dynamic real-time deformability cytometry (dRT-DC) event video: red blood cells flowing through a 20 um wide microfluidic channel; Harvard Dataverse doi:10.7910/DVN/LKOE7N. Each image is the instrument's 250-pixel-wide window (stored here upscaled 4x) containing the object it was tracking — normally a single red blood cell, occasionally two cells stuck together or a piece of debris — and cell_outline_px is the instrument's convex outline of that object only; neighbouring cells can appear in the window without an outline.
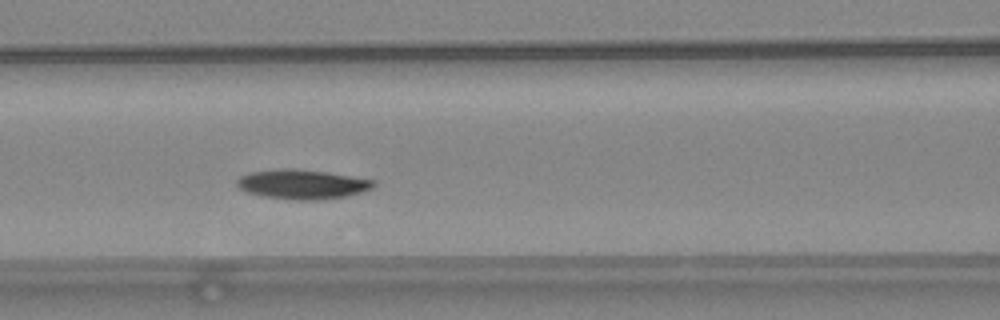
{"species": "common noctule bat (a hibernating species)", "species_latin": "Nyctalus noctula", "temperature_condition": "warm", "stored_images_in_passage": 46, "camera_frame_rate_fps": 3000, "um_per_image_px": 0.085, "animal": {"sex": "female", "body_mass_g": 24.6, "forearm_length_mm": 56.2}, "frame": {"image": 1, "passage_image": 16, "time_ms": 5.0, "image_size_px": [1000, 320], "cell_outline_px": [[376, 184], [372, 188], [360, 192], [344, 196], [320, 200], [296, 200], [264, 196], [248, 192], [240, 188], [236, 184], [236, 180], [240, 176], [252, 172], [284, 168], [292, 168], [328, 172], [376, 180]], "centroid_in_image_um": [25.71, 15.65], "position_along_channel_um": 140.9, "area_um2": 23.35}}
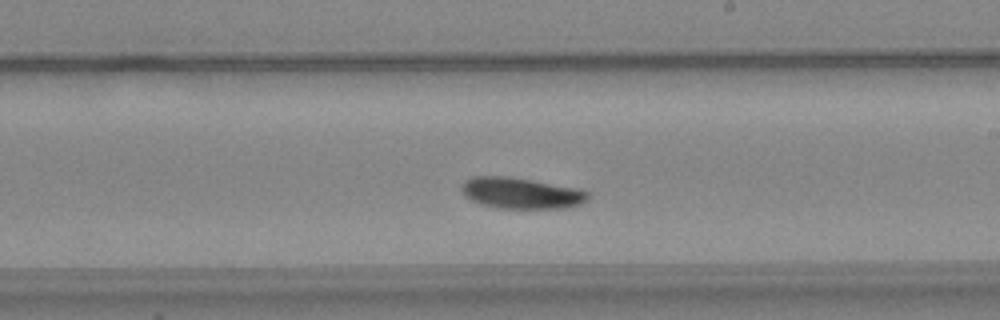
{"frame": {"image": 2, "passage_image": 24, "time_ms": 7.667, "image_size_px": [1000, 320], "cell_outline_px": [[588, 200], [580, 204], [564, 208], [500, 208], [484, 204], [472, 200], [464, 196], [460, 188], [464, 180], [472, 176], [508, 176], [584, 188], [588, 192]], "centroid_in_image_um": [44.33, 16.39], "position_along_channel_um": 244.7, "area_um2": 23.18}}
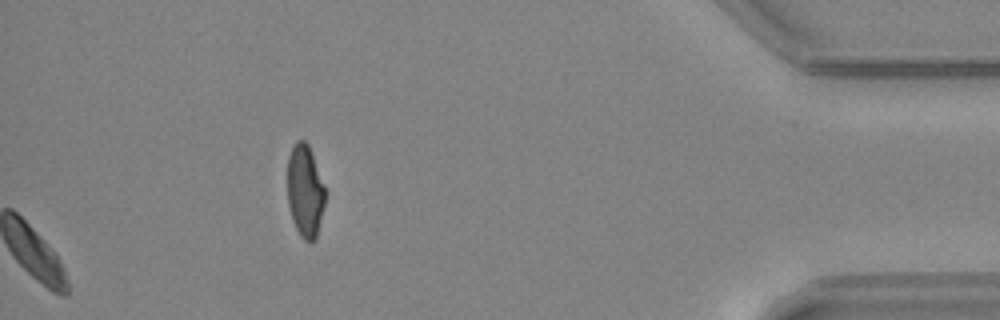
{"frame": {"image": 3, "passage_image": 46, "time_ms": 15.0, "image_size_px": [1000, 320], "cell_outline_px": [[324, 204], [316, 240], [304, 240], [300, 236], [292, 220], [288, 204], [288, 156], [292, 144], [296, 140], [304, 140], [308, 144], [324, 184]], "centroid_in_image_um": [25.91, 16.21], "position_along_channel_um": 409.3, "area_um2": 20.23}, "authors_computed_cell_mechanics": {"area_um2": 22.0507, "velocity_mm_per_s": 3.9063, "shape_relaxation_time_tau1_ms": 2.0263, "shape_relaxation_time_tau2_ms": null, "deformation_change_tau1": 0.0994, "deformation_change_tau2": null}}